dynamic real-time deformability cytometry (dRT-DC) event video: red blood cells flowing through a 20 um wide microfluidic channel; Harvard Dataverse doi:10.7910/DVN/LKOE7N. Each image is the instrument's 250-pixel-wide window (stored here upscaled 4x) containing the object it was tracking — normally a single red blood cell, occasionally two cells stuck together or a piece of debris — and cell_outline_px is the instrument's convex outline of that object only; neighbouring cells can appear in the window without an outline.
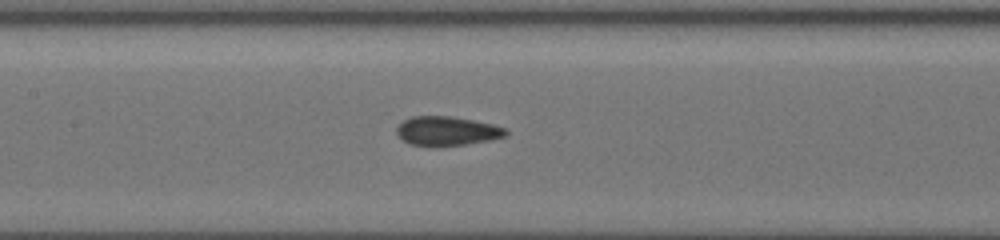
{"species": "common noctule bat (a hibernating species)", "species_latin": "Nyctalus noctula", "temperature_condition": "cold", "stored_images_in_passage": 15, "camera_frame_rate_fps": 3000, "um_per_image_px": 0.085, "animal": {"sex": "female", "body_mass_g": 19.5, "forearm_length_mm": 54.1}, "frame": {"image": 1, "passage_image": 13, "time_ms": 8.667, "image_size_px": [1000, 240], "cell_outline_px": [[508, 136], [492, 140], [440, 148], [412, 144], [404, 140], [396, 132], [396, 128], [404, 120], [412, 116], [448, 116], [472, 120], [492, 124], [508, 128]], "centroid_in_image_um": [38.04, 11.16], "position_along_channel_um": 169.4, "area_um2": 18.84}}
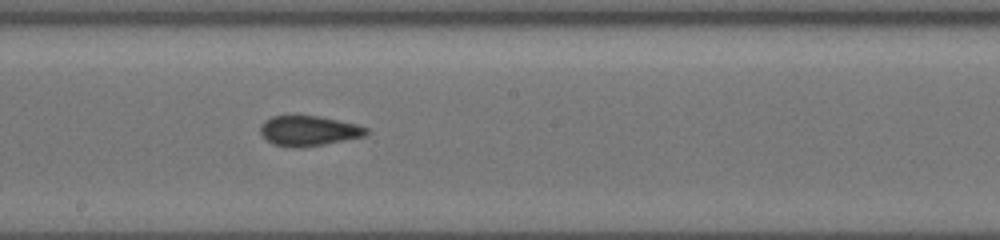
{"frame": {"image": 2, "passage_image": 15, "time_ms": 10.0, "image_size_px": [1000, 240], "cell_outline_px": [[368, 132], [364, 136], [324, 144], [296, 148], [292, 148], [276, 144], [268, 140], [260, 132], [260, 124], [264, 120], [272, 116], [292, 112], [296, 112], [320, 116], [356, 124], [368, 128]], "centroid_in_image_um": [26.18, 11.06], "position_along_channel_um": 222.0, "area_um2": 19.13}}